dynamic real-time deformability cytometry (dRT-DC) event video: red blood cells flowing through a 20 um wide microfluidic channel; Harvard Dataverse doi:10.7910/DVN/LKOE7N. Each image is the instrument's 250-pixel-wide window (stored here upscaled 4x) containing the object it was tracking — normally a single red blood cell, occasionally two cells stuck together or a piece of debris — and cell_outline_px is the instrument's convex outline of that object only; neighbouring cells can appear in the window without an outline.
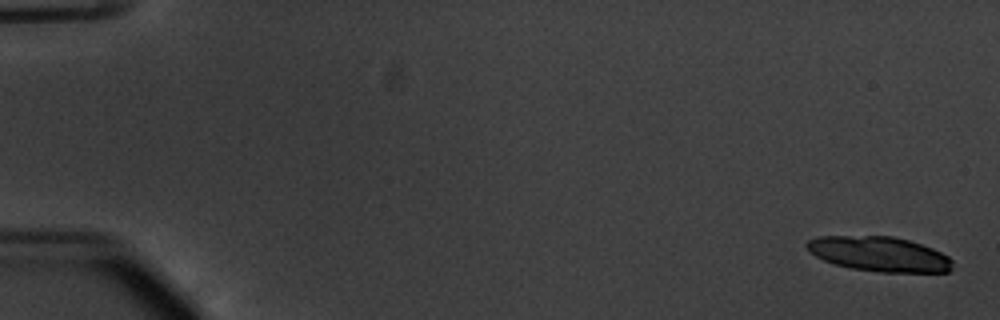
{"species": "common noctule bat (a hibernating species)", "species_latin": "Nyctalus noctula", "temperature_condition": "warm", "stored_images_in_passage": 27, "camera_frame_rate_fps": 3000, "um_per_image_px": 0.085, "animal": {"sex": "male", "body_mass_g": 20.1, "forearm_length_mm": 53.5}, "frame": {"image": 1, "passage_image": 2, "time_ms": 0.333, "image_size_px": [1000, 320], "cell_outline_px": [[952, 268], [948, 272], [880, 272], [852, 268], [836, 264], [824, 260], [808, 252], [804, 244], [808, 240], [820, 236], [892, 236], [908, 240], [932, 248], [948, 256], [952, 260]], "centroid_in_image_um": [74.72, 21.59], "position_along_channel_um": 10.3, "area_um2": 29.48}}